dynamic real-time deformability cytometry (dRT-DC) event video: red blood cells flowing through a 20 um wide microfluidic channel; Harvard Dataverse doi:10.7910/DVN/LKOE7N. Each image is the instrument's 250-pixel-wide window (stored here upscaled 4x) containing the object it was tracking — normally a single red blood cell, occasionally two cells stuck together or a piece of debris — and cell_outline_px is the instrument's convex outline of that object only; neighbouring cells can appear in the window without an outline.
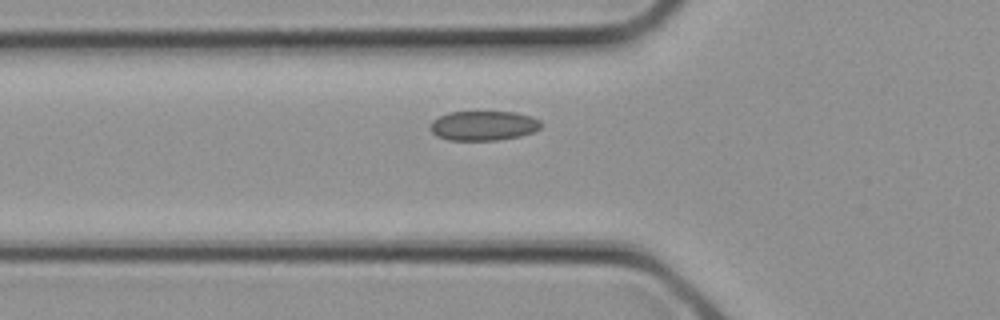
{"species": "common noctule bat (a hibernating species)", "species_latin": "Nyctalus noctula", "temperature_condition": "cold", "stored_images_in_passage": 7, "camera_frame_rate_fps": 3000, "um_per_image_px": 0.085, "animal": {"sex": "female", "body_mass_g": 21.9}, "frame": {"image": 1, "passage_image": 3, "time_ms": 0.667, "image_size_px": [1000, 320], "cell_outline_px": [[544, 124], [540, 128], [532, 132], [520, 136], [496, 140], [448, 140], [436, 136], [432, 132], [432, 120], [448, 112], [516, 112], [532, 116], [540, 120]], "centroid_in_image_um": [41.13, 10.68], "position_along_channel_um": 84.7, "area_um2": 19.13}}
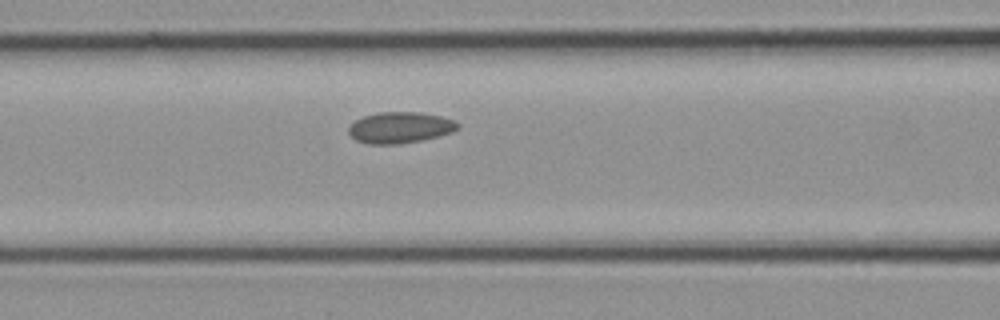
{"frame": {"image": 2, "passage_image": 5, "time_ms": 1.333, "image_size_px": [1000, 320], "cell_outline_px": [[460, 128], [452, 132], [420, 140], [400, 144], [368, 144], [356, 140], [348, 132], [348, 124], [364, 116], [380, 112], [420, 112], [440, 116], [452, 120], [460, 124]], "centroid_in_image_um": [33.98, 10.84], "position_along_channel_um": 132.6, "area_um2": 19.77}}
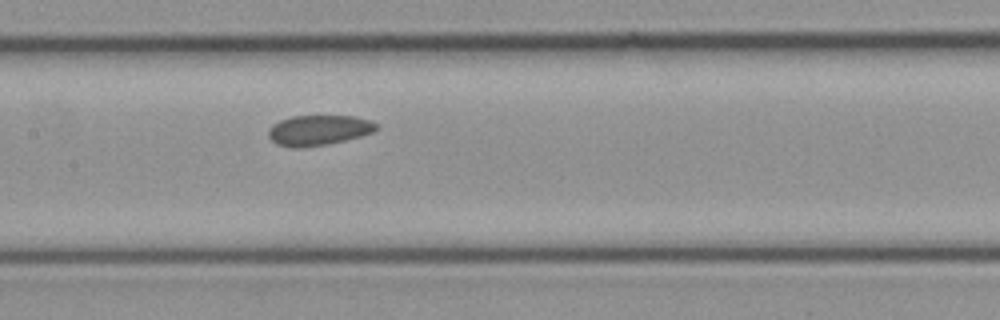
{"frame": {"image": 3, "passage_image": 7, "time_ms": 2.0, "image_size_px": [1000, 320], "cell_outline_px": [[380, 128], [372, 132], [360, 136], [328, 144], [300, 148], [292, 148], [276, 144], [268, 136], [268, 128], [272, 124], [280, 120], [292, 116], [352, 116], [372, 120]], "centroid_in_image_um": [27.06, 11.07], "position_along_channel_um": 180.3, "area_um2": 19.13}}